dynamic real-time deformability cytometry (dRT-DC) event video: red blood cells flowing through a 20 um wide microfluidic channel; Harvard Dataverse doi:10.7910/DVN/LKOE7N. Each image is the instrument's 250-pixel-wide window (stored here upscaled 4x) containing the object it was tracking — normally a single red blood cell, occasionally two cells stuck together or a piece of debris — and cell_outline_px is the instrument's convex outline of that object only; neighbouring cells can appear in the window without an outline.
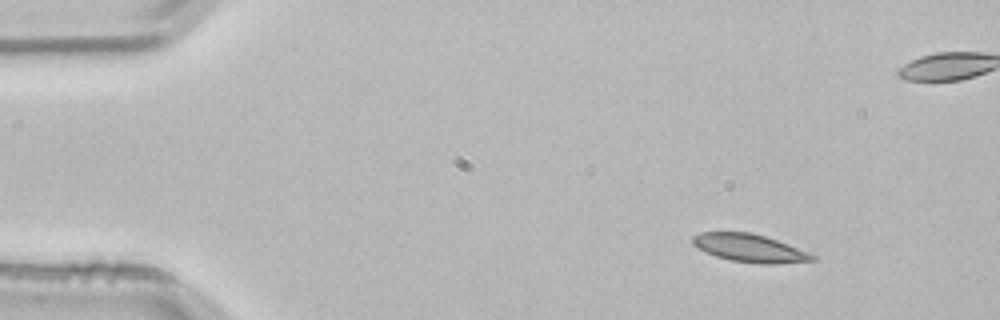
{"species": "common noctule bat (a hibernating species)", "species_latin": "Nyctalus noctula", "temperature_condition": "room temperature", "stored_images_in_passage": 3, "camera_frame_rate_fps": 3000, "um_per_image_px": 0.085, "animal": {"sex": "male", "body_mass_g": 21.5, "forearm_length_mm": 52.0}, "frame": {"image": 1, "passage_image": 1, "time_ms": 0.0, "image_size_px": [1000, 320], "cell_outline_px": [[816, 260], [776, 264], [760, 264], [732, 260], [716, 256], [692, 244], [692, 236], [700, 232], [752, 232], [776, 240], [808, 252], [816, 256]], "centroid_in_image_um": [63.72, 21.08], "position_along_channel_um": 21.3, "area_um2": 19.25}}